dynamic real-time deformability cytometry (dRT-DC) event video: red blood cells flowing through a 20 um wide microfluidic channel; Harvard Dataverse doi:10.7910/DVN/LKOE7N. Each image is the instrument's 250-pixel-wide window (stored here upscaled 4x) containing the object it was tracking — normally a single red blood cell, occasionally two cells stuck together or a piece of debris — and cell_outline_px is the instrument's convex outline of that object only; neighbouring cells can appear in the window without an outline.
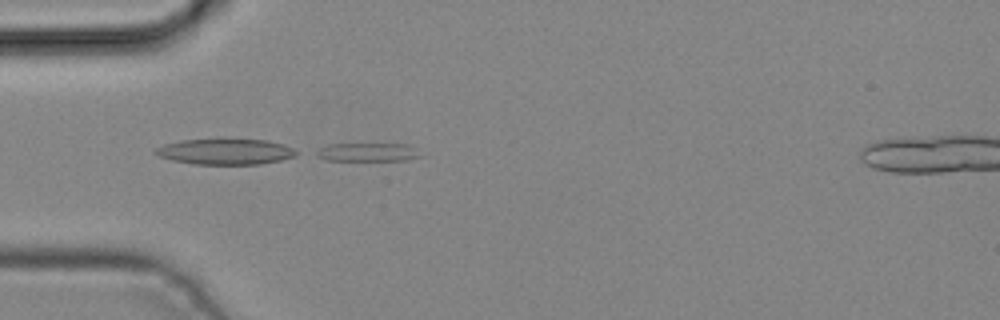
{"species": "common noctule bat (a hibernating species)", "species_latin": "Nyctalus noctula", "temperature_condition": "cold", "stored_images_in_passage": 5, "camera_frame_rate_fps": 3000, "um_per_image_px": 0.085, "animal": {"sex": "male", "body_mass_g": 19.2, "forearm_length_mm": 51.8}, "frame": {"image": 1, "passage_image": 4, "time_ms": 1.0, "image_size_px": [1000, 320], "cell_outline_px": [[424, 156], [408, 160], [328, 160], [312, 152], [328, 144], [408, 144], [416, 148]], "centroid_in_image_um": [31.32, 12.93], "position_along_channel_um": 53.7, "area_um2": 11.21}}